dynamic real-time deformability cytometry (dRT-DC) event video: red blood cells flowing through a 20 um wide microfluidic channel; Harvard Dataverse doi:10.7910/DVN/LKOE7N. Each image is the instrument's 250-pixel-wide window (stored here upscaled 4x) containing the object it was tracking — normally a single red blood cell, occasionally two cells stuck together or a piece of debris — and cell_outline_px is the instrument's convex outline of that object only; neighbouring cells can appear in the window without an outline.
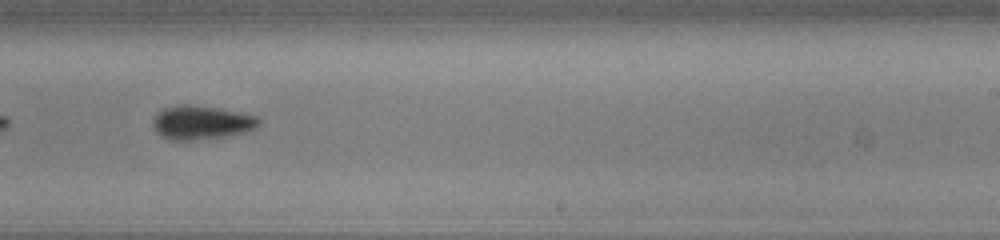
{"species": "common noctule bat (a hibernating species)", "species_latin": "Nyctalus noctula", "temperature_condition": "cold", "stored_images_in_passage": 40, "camera_frame_rate_fps": 3000, "um_per_image_px": 0.085, "animal": {"sex": "male", "body_mass_g": 13.0, "forearm_length_mm": 53.1}, "frame": {"image": 1, "passage_image": 34, "time_ms": 11.0, "image_size_px": [1000, 240], "cell_outline_px": [[260, 124], [256, 128], [248, 132], [224, 136], [188, 140], [168, 140], [160, 136], [156, 132], [152, 124], [152, 120], [156, 112], [164, 108], [176, 104], [192, 104], [240, 112], [256, 116], [260, 120]], "centroid_in_image_um": [17.08, 10.4], "position_along_channel_um": 271.9, "area_um2": 21.1}}